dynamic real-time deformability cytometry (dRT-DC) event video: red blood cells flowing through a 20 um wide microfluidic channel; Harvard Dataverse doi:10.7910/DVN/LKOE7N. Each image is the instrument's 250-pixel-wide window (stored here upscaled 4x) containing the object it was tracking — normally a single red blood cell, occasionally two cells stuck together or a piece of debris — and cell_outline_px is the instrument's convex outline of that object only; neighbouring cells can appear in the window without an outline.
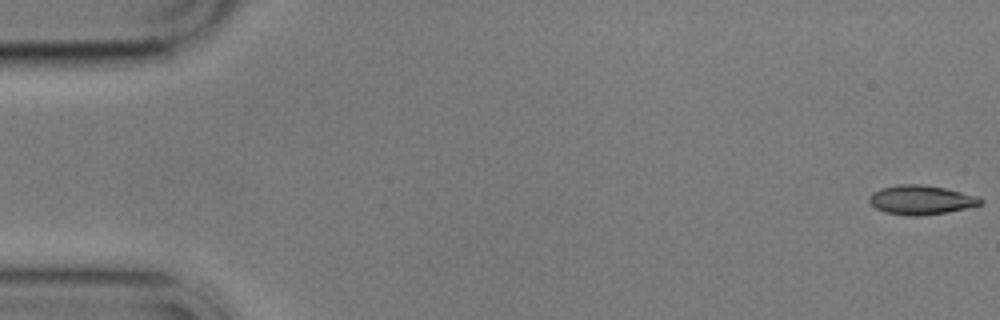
{"species": "common noctule bat (a hibernating species)", "species_latin": "Nyctalus noctula", "temperature_condition": "cold", "stored_images_in_passage": 4, "camera_frame_rate_fps": 3000, "um_per_image_px": 0.085, "animal": {"sex": "male", "body_mass_g": 17.9}, "frame": {"image": 1, "passage_image": 1, "time_ms": 0.0, "image_size_px": [1000, 320], "cell_outline_px": [[984, 204], [948, 212], [920, 216], [908, 216], [884, 212], [876, 208], [868, 200], [868, 196], [872, 192], [880, 188], [900, 184], [924, 184], [944, 188], [980, 196], [984, 200]], "centroid_in_image_um": [78.31, 16.99], "position_along_channel_um": 6.7, "area_um2": 19.25}}